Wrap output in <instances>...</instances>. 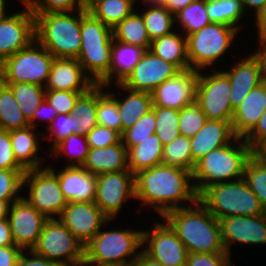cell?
I'll use <instances>...</instances> for the list:
<instances>
[{
  "label": "cell",
  "mask_w": 266,
  "mask_h": 266,
  "mask_svg": "<svg viewBox=\"0 0 266 266\" xmlns=\"http://www.w3.org/2000/svg\"><path fill=\"white\" fill-rule=\"evenodd\" d=\"M89 148L108 147L121 142V133L107 127L96 125L87 135Z\"/></svg>",
  "instance_id": "816d5d0a"
},
{
  "label": "cell",
  "mask_w": 266,
  "mask_h": 266,
  "mask_svg": "<svg viewBox=\"0 0 266 266\" xmlns=\"http://www.w3.org/2000/svg\"><path fill=\"white\" fill-rule=\"evenodd\" d=\"M76 266H92V265H89L88 263L86 262H82V263H79L78 265Z\"/></svg>",
  "instance_id": "34e18365"
},
{
  "label": "cell",
  "mask_w": 266,
  "mask_h": 266,
  "mask_svg": "<svg viewBox=\"0 0 266 266\" xmlns=\"http://www.w3.org/2000/svg\"><path fill=\"white\" fill-rule=\"evenodd\" d=\"M13 202L14 201L0 200V219L7 218L10 206Z\"/></svg>",
  "instance_id": "003e7915"
},
{
  "label": "cell",
  "mask_w": 266,
  "mask_h": 266,
  "mask_svg": "<svg viewBox=\"0 0 266 266\" xmlns=\"http://www.w3.org/2000/svg\"><path fill=\"white\" fill-rule=\"evenodd\" d=\"M113 39L125 44L139 46L149 50L151 39L147 33L143 18L136 9L112 29Z\"/></svg>",
  "instance_id": "1f68e13d"
},
{
  "label": "cell",
  "mask_w": 266,
  "mask_h": 266,
  "mask_svg": "<svg viewBox=\"0 0 266 266\" xmlns=\"http://www.w3.org/2000/svg\"><path fill=\"white\" fill-rule=\"evenodd\" d=\"M32 13L72 12L81 10L80 0H28Z\"/></svg>",
  "instance_id": "681fc988"
},
{
  "label": "cell",
  "mask_w": 266,
  "mask_h": 266,
  "mask_svg": "<svg viewBox=\"0 0 266 266\" xmlns=\"http://www.w3.org/2000/svg\"><path fill=\"white\" fill-rule=\"evenodd\" d=\"M243 179L266 211V164L255 154L245 164Z\"/></svg>",
  "instance_id": "ee69618b"
},
{
  "label": "cell",
  "mask_w": 266,
  "mask_h": 266,
  "mask_svg": "<svg viewBox=\"0 0 266 266\" xmlns=\"http://www.w3.org/2000/svg\"><path fill=\"white\" fill-rule=\"evenodd\" d=\"M206 9L211 22L232 26L241 32L242 19L247 15L242 0H206Z\"/></svg>",
  "instance_id": "836d02e7"
},
{
  "label": "cell",
  "mask_w": 266,
  "mask_h": 266,
  "mask_svg": "<svg viewBox=\"0 0 266 266\" xmlns=\"http://www.w3.org/2000/svg\"><path fill=\"white\" fill-rule=\"evenodd\" d=\"M25 172V170L0 169V200L17 201L22 197L20 192Z\"/></svg>",
  "instance_id": "7dc6e473"
},
{
  "label": "cell",
  "mask_w": 266,
  "mask_h": 266,
  "mask_svg": "<svg viewBox=\"0 0 266 266\" xmlns=\"http://www.w3.org/2000/svg\"><path fill=\"white\" fill-rule=\"evenodd\" d=\"M243 139L250 145L253 151L266 142V111L254 128Z\"/></svg>",
  "instance_id": "9f6ffc18"
},
{
  "label": "cell",
  "mask_w": 266,
  "mask_h": 266,
  "mask_svg": "<svg viewBox=\"0 0 266 266\" xmlns=\"http://www.w3.org/2000/svg\"><path fill=\"white\" fill-rule=\"evenodd\" d=\"M32 251L58 266H76L84 262V245L59 218L47 220Z\"/></svg>",
  "instance_id": "30bf717a"
},
{
  "label": "cell",
  "mask_w": 266,
  "mask_h": 266,
  "mask_svg": "<svg viewBox=\"0 0 266 266\" xmlns=\"http://www.w3.org/2000/svg\"><path fill=\"white\" fill-rule=\"evenodd\" d=\"M198 200L217 219L229 216H257L264 214L258 197L242 178L205 187Z\"/></svg>",
  "instance_id": "8992f818"
},
{
  "label": "cell",
  "mask_w": 266,
  "mask_h": 266,
  "mask_svg": "<svg viewBox=\"0 0 266 266\" xmlns=\"http://www.w3.org/2000/svg\"><path fill=\"white\" fill-rule=\"evenodd\" d=\"M163 144L156 134L127 150L128 169L133 175L162 164Z\"/></svg>",
  "instance_id": "4dcf8cb0"
},
{
  "label": "cell",
  "mask_w": 266,
  "mask_h": 266,
  "mask_svg": "<svg viewBox=\"0 0 266 266\" xmlns=\"http://www.w3.org/2000/svg\"><path fill=\"white\" fill-rule=\"evenodd\" d=\"M7 219L15 245L22 250H32L48 220L23 197L11 204Z\"/></svg>",
  "instance_id": "e0dca14e"
},
{
  "label": "cell",
  "mask_w": 266,
  "mask_h": 266,
  "mask_svg": "<svg viewBox=\"0 0 266 266\" xmlns=\"http://www.w3.org/2000/svg\"><path fill=\"white\" fill-rule=\"evenodd\" d=\"M102 0H80V6L84 11H89L95 4Z\"/></svg>",
  "instance_id": "89a4df30"
},
{
  "label": "cell",
  "mask_w": 266,
  "mask_h": 266,
  "mask_svg": "<svg viewBox=\"0 0 266 266\" xmlns=\"http://www.w3.org/2000/svg\"><path fill=\"white\" fill-rule=\"evenodd\" d=\"M29 126V122L16 102L11 88L0 84V129L12 131Z\"/></svg>",
  "instance_id": "d590c367"
},
{
  "label": "cell",
  "mask_w": 266,
  "mask_h": 266,
  "mask_svg": "<svg viewBox=\"0 0 266 266\" xmlns=\"http://www.w3.org/2000/svg\"><path fill=\"white\" fill-rule=\"evenodd\" d=\"M207 117L194 102L179 110V130L182 136L191 138L199 132L206 123Z\"/></svg>",
  "instance_id": "bcb514c9"
},
{
  "label": "cell",
  "mask_w": 266,
  "mask_h": 266,
  "mask_svg": "<svg viewBox=\"0 0 266 266\" xmlns=\"http://www.w3.org/2000/svg\"><path fill=\"white\" fill-rule=\"evenodd\" d=\"M55 57L36 39L1 63L3 83H33L45 87Z\"/></svg>",
  "instance_id": "9c48e42d"
},
{
  "label": "cell",
  "mask_w": 266,
  "mask_h": 266,
  "mask_svg": "<svg viewBox=\"0 0 266 266\" xmlns=\"http://www.w3.org/2000/svg\"><path fill=\"white\" fill-rule=\"evenodd\" d=\"M135 5V0H102L88 12L113 29L138 7Z\"/></svg>",
  "instance_id": "e575fe53"
},
{
  "label": "cell",
  "mask_w": 266,
  "mask_h": 266,
  "mask_svg": "<svg viewBox=\"0 0 266 266\" xmlns=\"http://www.w3.org/2000/svg\"><path fill=\"white\" fill-rule=\"evenodd\" d=\"M230 69L222 72L228 77L231 84L230 101L232 109L235 110L250 91L261 84L264 77L259 59L249 53L236 63H232Z\"/></svg>",
  "instance_id": "44dd1931"
},
{
  "label": "cell",
  "mask_w": 266,
  "mask_h": 266,
  "mask_svg": "<svg viewBox=\"0 0 266 266\" xmlns=\"http://www.w3.org/2000/svg\"><path fill=\"white\" fill-rule=\"evenodd\" d=\"M180 72L173 64L146 50L133 71L121 83L134 91L152 92L166 80Z\"/></svg>",
  "instance_id": "ac0fdd59"
},
{
  "label": "cell",
  "mask_w": 266,
  "mask_h": 266,
  "mask_svg": "<svg viewBox=\"0 0 266 266\" xmlns=\"http://www.w3.org/2000/svg\"><path fill=\"white\" fill-rule=\"evenodd\" d=\"M134 266H165L161 262L155 261L154 259L147 256L142 250L138 258L133 262Z\"/></svg>",
  "instance_id": "e7e4bbea"
},
{
  "label": "cell",
  "mask_w": 266,
  "mask_h": 266,
  "mask_svg": "<svg viewBox=\"0 0 266 266\" xmlns=\"http://www.w3.org/2000/svg\"><path fill=\"white\" fill-rule=\"evenodd\" d=\"M162 164L193 172L195 164L192 160L190 138L180 135L165 145L162 154Z\"/></svg>",
  "instance_id": "60d3db41"
},
{
  "label": "cell",
  "mask_w": 266,
  "mask_h": 266,
  "mask_svg": "<svg viewBox=\"0 0 266 266\" xmlns=\"http://www.w3.org/2000/svg\"><path fill=\"white\" fill-rule=\"evenodd\" d=\"M116 229L100 230L84 246V262L89 265L120 264L133 263L138 258L143 229Z\"/></svg>",
  "instance_id": "52a82bcc"
},
{
  "label": "cell",
  "mask_w": 266,
  "mask_h": 266,
  "mask_svg": "<svg viewBox=\"0 0 266 266\" xmlns=\"http://www.w3.org/2000/svg\"><path fill=\"white\" fill-rule=\"evenodd\" d=\"M24 188L29 189L28 196L22 197L48 219L59 218L67 205L58 176L47 165L27 170L23 175Z\"/></svg>",
  "instance_id": "8fae6325"
},
{
  "label": "cell",
  "mask_w": 266,
  "mask_h": 266,
  "mask_svg": "<svg viewBox=\"0 0 266 266\" xmlns=\"http://www.w3.org/2000/svg\"><path fill=\"white\" fill-rule=\"evenodd\" d=\"M198 71L188 69L178 72L152 92L153 106L181 110L195 102Z\"/></svg>",
  "instance_id": "ffe728a7"
},
{
  "label": "cell",
  "mask_w": 266,
  "mask_h": 266,
  "mask_svg": "<svg viewBox=\"0 0 266 266\" xmlns=\"http://www.w3.org/2000/svg\"><path fill=\"white\" fill-rule=\"evenodd\" d=\"M105 89V85L97 84V125L122 134V123L117 101Z\"/></svg>",
  "instance_id": "ab89813d"
},
{
  "label": "cell",
  "mask_w": 266,
  "mask_h": 266,
  "mask_svg": "<svg viewBox=\"0 0 266 266\" xmlns=\"http://www.w3.org/2000/svg\"><path fill=\"white\" fill-rule=\"evenodd\" d=\"M156 118L153 110L143 115L134 125L121 134V141L128 150L136 146L148 136L155 134Z\"/></svg>",
  "instance_id": "f6af8a7d"
},
{
  "label": "cell",
  "mask_w": 266,
  "mask_h": 266,
  "mask_svg": "<svg viewBox=\"0 0 266 266\" xmlns=\"http://www.w3.org/2000/svg\"><path fill=\"white\" fill-rule=\"evenodd\" d=\"M57 115L58 112L55 110L54 106H51L46 98H44L39 107L33 113V118L29 122V125L35 129H38V125H41V122L44 121L47 122L45 125L48 127Z\"/></svg>",
  "instance_id": "11a10c76"
},
{
  "label": "cell",
  "mask_w": 266,
  "mask_h": 266,
  "mask_svg": "<svg viewBox=\"0 0 266 266\" xmlns=\"http://www.w3.org/2000/svg\"><path fill=\"white\" fill-rule=\"evenodd\" d=\"M37 131L30 125L10 131L14 157L25 171L44 167L42 161L45 159L38 156L42 145L39 141L43 139V133Z\"/></svg>",
  "instance_id": "484cf974"
},
{
  "label": "cell",
  "mask_w": 266,
  "mask_h": 266,
  "mask_svg": "<svg viewBox=\"0 0 266 266\" xmlns=\"http://www.w3.org/2000/svg\"><path fill=\"white\" fill-rule=\"evenodd\" d=\"M137 11L141 12L140 14L151 41L175 30V15L164 6H147V8L145 6V9H142L143 12Z\"/></svg>",
  "instance_id": "8d00e7d4"
},
{
  "label": "cell",
  "mask_w": 266,
  "mask_h": 266,
  "mask_svg": "<svg viewBox=\"0 0 266 266\" xmlns=\"http://www.w3.org/2000/svg\"><path fill=\"white\" fill-rule=\"evenodd\" d=\"M23 250L18 246H0V266H15Z\"/></svg>",
  "instance_id": "680465c9"
},
{
  "label": "cell",
  "mask_w": 266,
  "mask_h": 266,
  "mask_svg": "<svg viewBox=\"0 0 266 266\" xmlns=\"http://www.w3.org/2000/svg\"><path fill=\"white\" fill-rule=\"evenodd\" d=\"M173 31L151 41L150 51L164 61L173 64L179 71L190 69L187 57V37Z\"/></svg>",
  "instance_id": "f1b7e54d"
},
{
  "label": "cell",
  "mask_w": 266,
  "mask_h": 266,
  "mask_svg": "<svg viewBox=\"0 0 266 266\" xmlns=\"http://www.w3.org/2000/svg\"><path fill=\"white\" fill-rule=\"evenodd\" d=\"M258 35V47L257 50L252 51L253 54L259 59L260 65L262 67V71L264 77L266 78V34H257ZM259 40V41H258Z\"/></svg>",
  "instance_id": "94428289"
},
{
  "label": "cell",
  "mask_w": 266,
  "mask_h": 266,
  "mask_svg": "<svg viewBox=\"0 0 266 266\" xmlns=\"http://www.w3.org/2000/svg\"><path fill=\"white\" fill-rule=\"evenodd\" d=\"M92 266H134L133 263H120V264H103V265H92Z\"/></svg>",
  "instance_id": "753ad0ef"
},
{
  "label": "cell",
  "mask_w": 266,
  "mask_h": 266,
  "mask_svg": "<svg viewBox=\"0 0 266 266\" xmlns=\"http://www.w3.org/2000/svg\"><path fill=\"white\" fill-rule=\"evenodd\" d=\"M22 11L8 13L0 20V64L28 47L35 39V16L26 3Z\"/></svg>",
  "instance_id": "9a60e30c"
},
{
  "label": "cell",
  "mask_w": 266,
  "mask_h": 266,
  "mask_svg": "<svg viewBox=\"0 0 266 266\" xmlns=\"http://www.w3.org/2000/svg\"><path fill=\"white\" fill-rule=\"evenodd\" d=\"M239 33L240 31L232 26L211 22L188 35L187 57L190 69L196 71L211 69L230 50Z\"/></svg>",
  "instance_id": "ba28073f"
},
{
  "label": "cell",
  "mask_w": 266,
  "mask_h": 266,
  "mask_svg": "<svg viewBox=\"0 0 266 266\" xmlns=\"http://www.w3.org/2000/svg\"><path fill=\"white\" fill-rule=\"evenodd\" d=\"M194 0H166L164 7L174 15L190 5Z\"/></svg>",
  "instance_id": "6125c7cd"
},
{
  "label": "cell",
  "mask_w": 266,
  "mask_h": 266,
  "mask_svg": "<svg viewBox=\"0 0 266 266\" xmlns=\"http://www.w3.org/2000/svg\"><path fill=\"white\" fill-rule=\"evenodd\" d=\"M253 154L250 145L239 137L210 151L195 164L192 172L197 193L212 184L242 179L245 164Z\"/></svg>",
  "instance_id": "277c9868"
},
{
  "label": "cell",
  "mask_w": 266,
  "mask_h": 266,
  "mask_svg": "<svg viewBox=\"0 0 266 266\" xmlns=\"http://www.w3.org/2000/svg\"><path fill=\"white\" fill-rule=\"evenodd\" d=\"M95 85L77 59L55 58L44 88L87 92Z\"/></svg>",
  "instance_id": "603a6c76"
},
{
  "label": "cell",
  "mask_w": 266,
  "mask_h": 266,
  "mask_svg": "<svg viewBox=\"0 0 266 266\" xmlns=\"http://www.w3.org/2000/svg\"><path fill=\"white\" fill-rule=\"evenodd\" d=\"M146 50L113 39L111 48L110 85L122 83L133 71Z\"/></svg>",
  "instance_id": "f546056e"
},
{
  "label": "cell",
  "mask_w": 266,
  "mask_h": 266,
  "mask_svg": "<svg viewBox=\"0 0 266 266\" xmlns=\"http://www.w3.org/2000/svg\"><path fill=\"white\" fill-rule=\"evenodd\" d=\"M135 199L162 217L168 211L193 204L198 193L192 172L159 164L135 175Z\"/></svg>",
  "instance_id": "6da1fadb"
},
{
  "label": "cell",
  "mask_w": 266,
  "mask_h": 266,
  "mask_svg": "<svg viewBox=\"0 0 266 266\" xmlns=\"http://www.w3.org/2000/svg\"><path fill=\"white\" fill-rule=\"evenodd\" d=\"M228 253H188L186 266H232Z\"/></svg>",
  "instance_id": "f5cc1de1"
},
{
  "label": "cell",
  "mask_w": 266,
  "mask_h": 266,
  "mask_svg": "<svg viewBox=\"0 0 266 266\" xmlns=\"http://www.w3.org/2000/svg\"><path fill=\"white\" fill-rule=\"evenodd\" d=\"M226 253L232 243L266 245V216H229L218 219Z\"/></svg>",
  "instance_id": "d6986e66"
},
{
  "label": "cell",
  "mask_w": 266,
  "mask_h": 266,
  "mask_svg": "<svg viewBox=\"0 0 266 266\" xmlns=\"http://www.w3.org/2000/svg\"><path fill=\"white\" fill-rule=\"evenodd\" d=\"M42 128H46L44 132L42 131L43 140L50 139L49 141L52 142L48 148L51 150L56 144L74 133V114H58L48 127L42 125Z\"/></svg>",
  "instance_id": "c3c4849f"
},
{
  "label": "cell",
  "mask_w": 266,
  "mask_h": 266,
  "mask_svg": "<svg viewBox=\"0 0 266 266\" xmlns=\"http://www.w3.org/2000/svg\"><path fill=\"white\" fill-rule=\"evenodd\" d=\"M6 2H8V1H6V0H0V20L2 19V18H4L6 15H7V6H6V4H8V3H6ZM6 7V8H5Z\"/></svg>",
  "instance_id": "8c879c8a"
},
{
  "label": "cell",
  "mask_w": 266,
  "mask_h": 266,
  "mask_svg": "<svg viewBox=\"0 0 266 266\" xmlns=\"http://www.w3.org/2000/svg\"><path fill=\"white\" fill-rule=\"evenodd\" d=\"M254 154L266 164V142L261 144L255 151Z\"/></svg>",
  "instance_id": "a7ac6f4b"
},
{
  "label": "cell",
  "mask_w": 266,
  "mask_h": 266,
  "mask_svg": "<svg viewBox=\"0 0 266 266\" xmlns=\"http://www.w3.org/2000/svg\"><path fill=\"white\" fill-rule=\"evenodd\" d=\"M161 218L175 231L188 253H226L218 219L199 200L168 211Z\"/></svg>",
  "instance_id": "7a4b0ae2"
},
{
  "label": "cell",
  "mask_w": 266,
  "mask_h": 266,
  "mask_svg": "<svg viewBox=\"0 0 266 266\" xmlns=\"http://www.w3.org/2000/svg\"><path fill=\"white\" fill-rule=\"evenodd\" d=\"M152 110L156 118L155 134L163 146L181 135L178 125L179 110L161 106H152Z\"/></svg>",
  "instance_id": "7bdbcfd3"
},
{
  "label": "cell",
  "mask_w": 266,
  "mask_h": 266,
  "mask_svg": "<svg viewBox=\"0 0 266 266\" xmlns=\"http://www.w3.org/2000/svg\"><path fill=\"white\" fill-rule=\"evenodd\" d=\"M180 25L183 34L188 35L199 31L211 21L207 15L206 0H194L190 5L175 15V24Z\"/></svg>",
  "instance_id": "b9f144b4"
},
{
  "label": "cell",
  "mask_w": 266,
  "mask_h": 266,
  "mask_svg": "<svg viewBox=\"0 0 266 266\" xmlns=\"http://www.w3.org/2000/svg\"><path fill=\"white\" fill-rule=\"evenodd\" d=\"M15 266H58V265L42 256L35 254L32 250H23Z\"/></svg>",
  "instance_id": "6f0895ef"
},
{
  "label": "cell",
  "mask_w": 266,
  "mask_h": 266,
  "mask_svg": "<svg viewBox=\"0 0 266 266\" xmlns=\"http://www.w3.org/2000/svg\"><path fill=\"white\" fill-rule=\"evenodd\" d=\"M0 246H15V241L7 218L0 219Z\"/></svg>",
  "instance_id": "91938a15"
},
{
  "label": "cell",
  "mask_w": 266,
  "mask_h": 266,
  "mask_svg": "<svg viewBox=\"0 0 266 266\" xmlns=\"http://www.w3.org/2000/svg\"><path fill=\"white\" fill-rule=\"evenodd\" d=\"M245 12L254 11V17L266 6V0H242Z\"/></svg>",
  "instance_id": "be15d7a7"
},
{
  "label": "cell",
  "mask_w": 266,
  "mask_h": 266,
  "mask_svg": "<svg viewBox=\"0 0 266 266\" xmlns=\"http://www.w3.org/2000/svg\"><path fill=\"white\" fill-rule=\"evenodd\" d=\"M142 232V251L165 266H186L188 250L163 219Z\"/></svg>",
  "instance_id": "4fadbf2b"
},
{
  "label": "cell",
  "mask_w": 266,
  "mask_h": 266,
  "mask_svg": "<svg viewBox=\"0 0 266 266\" xmlns=\"http://www.w3.org/2000/svg\"><path fill=\"white\" fill-rule=\"evenodd\" d=\"M2 83V68H1V64H0V84Z\"/></svg>",
  "instance_id": "11e5206c"
},
{
  "label": "cell",
  "mask_w": 266,
  "mask_h": 266,
  "mask_svg": "<svg viewBox=\"0 0 266 266\" xmlns=\"http://www.w3.org/2000/svg\"><path fill=\"white\" fill-rule=\"evenodd\" d=\"M47 166L58 176L59 185L67 202H94L97 175L88 172L82 166H63L55 170L54 166Z\"/></svg>",
  "instance_id": "7402d4cb"
},
{
  "label": "cell",
  "mask_w": 266,
  "mask_h": 266,
  "mask_svg": "<svg viewBox=\"0 0 266 266\" xmlns=\"http://www.w3.org/2000/svg\"><path fill=\"white\" fill-rule=\"evenodd\" d=\"M0 169L24 170L14 157L10 131L2 129H0Z\"/></svg>",
  "instance_id": "db71d44e"
},
{
  "label": "cell",
  "mask_w": 266,
  "mask_h": 266,
  "mask_svg": "<svg viewBox=\"0 0 266 266\" xmlns=\"http://www.w3.org/2000/svg\"><path fill=\"white\" fill-rule=\"evenodd\" d=\"M87 13L83 9L33 13L36 40L55 58L77 59L81 48V19Z\"/></svg>",
  "instance_id": "3957f363"
},
{
  "label": "cell",
  "mask_w": 266,
  "mask_h": 266,
  "mask_svg": "<svg viewBox=\"0 0 266 266\" xmlns=\"http://www.w3.org/2000/svg\"><path fill=\"white\" fill-rule=\"evenodd\" d=\"M13 91L14 98L28 122L33 118V113L45 98V88L33 83H4Z\"/></svg>",
  "instance_id": "74e56055"
},
{
  "label": "cell",
  "mask_w": 266,
  "mask_h": 266,
  "mask_svg": "<svg viewBox=\"0 0 266 266\" xmlns=\"http://www.w3.org/2000/svg\"><path fill=\"white\" fill-rule=\"evenodd\" d=\"M89 149L86 136L72 133L56 144L49 154L55 159H59L61 156L69 158L67 166H83Z\"/></svg>",
  "instance_id": "f35d334b"
},
{
  "label": "cell",
  "mask_w": 266,
  "mask_h": 266,
  "mask_svg": "<svg viewBox=\"0 0 266 266\" xmlns=\"http://www.w3.org/2000/svg\"><path fill=\"white\" fill-rule=\"evenodd\" d=\"M78 62L95 84L110 85L112 29L89 12L81 19Z\"/></svg>",
  "instance_id": "5b68a950"
},
{
  "label": "cell",
  "mask_w": 266,
  "mask_h": 266,
  "mask_svg": "<svg viewBox=\"0 0 266 266\" xmlns=\"http://www.w3.org/2000/svg\"><path fill=\"white\" fill-rule=\"evenodd\" d=\"M203 71H198L196 104L208 120L232 121L234 110L230 101L231 84L228 77L215 67L209 73Z\"/></svg>",
  "instance_id": "7c38bea8"
},
{
  "label": "cell",
  "mask_w": 266,
  "mask_h": 266,
  "mask_svg": "<svg viewBox=\"0 0 266 266\" xmlns=\"http://www.w3.org/2000/svg\"><path fill=\"white\" fill-rule=\"evenodd\" d=\"M82 167L95 175L129 170L127 149L122 141L108 147L90 148Z\"/></svg>",
  "instance_id": "83f0119b"
},
{
  "label": "cell",
  "mask_w": 266,
  "mask_h": 266,
  "mask_svg": "<svg viewBox=\"0 0 266 266\" xmlns=\"http://www.w3.org/2000/svg\"><path fill=\"white\" fill-rule=\"evenodd\" d=\"M131 198L135 199V175L130 170L97 175L94 203L109 219L115 220Z\"/></svg>",
  "instance_id": "5bb4252c"
},
{
  "label": "cell",
  "mask_w": 266,
  "mask_h": 266,
  "mask_svg": "<svg viewBox=\"0 0 266 266\" xmlns=\"http://www.w3.org/2000/svg\"><path fill=\"white\" fill-rule=\"evenodd\" d=\"M97 84L86 93L81 94L75 102L74 134L86 136L96 125Z\"/></svg>",
  "instance_id": "d6a6232c"
},
{
  "label": "cell",
  "mask_w": 266,
  "mask_h": 266,
  "mask_svg": "<svg viewBox=\"0 0 266 266\" xmlns=\"http://www.w3.org/2000/svg\"><path fill=\"white\" fill-rule=\"evenodd\" d=\"M236 138L232 121L208 120L202 129L190 138L192 160L196 164L210 151L231 143Z\"/></svg>",
  "instance_id": "cb8c5ba5"
},
{
  "label": "cell",
  "mask_w": 266,
  "mask_h": 266,
  "mask_svg": "<svg viewBox=\"0 0 266 266\" xmlns=\"http://www.w3.org/2000/svg\"><path fill=\"white\" fill-rule=\"evenodd\" d=\"M258 34H266V6L255 16Z\"/></svg>",
  "instance_id": "03108f58"
},
{
  "label": "cell",
  "mask_w": 266,
  "mask_h": 266,
  "mask_svg": "<svg viewBox=\"0 0 266 266\" xmlns=\"http://www.w3.org/2000/svg\"><path fill=\"white\" fill-rule=\"evenodd\" d=\"M136 4L139 2L135 0ZM166 0H142L143 7L144 6H164Z\"/></svg>",
  "instance_id": "2644e50d"
},
{
  "label": "cell",
  "mask_w": 266,
  "mask_h": 266,
  "mask_svg": "<svg viewBox=\"0 0 266 266\" xmlns=\"http://www.w3.org/2000/svg\"><path fill=\"white\" fill-rule=\"evenodd\" d=\"M59 219L84 246L112 221L94 202H67Z\"/></svg>",
  "instance_id": "2e32d148"
},
{
  "label": "cell",
  "mask_w": 266,
  "mask_h": 266,
  "mask_svg": "<svg viewBox=\"0 0 266 266\" xmlns=\"http://www.w3.org/2000/svg\"><path fill=\"white\" fill-rule=\"evenodd\" d=\"M20 3H26L28 0H19Z\"/></svg>",
  "instance_id": "2a66077c"
},
{
  "label": "cell",
  "mask_w": 266,
  "mask_h": 266,
  "mask_svg": "<svg viewBox=\"0 0 266 266\" xmlns=\"http://www.w3.org/2000/svg\"><path fill=\"white\" fill-rule=\"evenodd\" d=\"M115 85L117 86V94L121 91H123V94L126 93L122 95L124 97L120 98L113 90L110 91L109 86H105V88L117 101L123 133L124 130L134 125L143 115L152 110L153 101L150 92L130 90L121 83Z\"/></svg>",
  "instance_id": "4316f807"
},
{
  "label": "cell",
  "mask_w": 266,
  "mask_h": 266,
  "mask_svg": "<svg viewBox=\"0 0 266 266\" xmlns=\"http://www.w3.org/2000/svg\"><path fill=\"white\" fill-rule=\"evenodd\" d=\"M86 92H72L64 90H46L45 98L54 106L58 114H71L78 97Z\"/></svg>",
  "instance_id": "f907efd6"
},
{
  "label": "cell",
  "mask_w": 266,
  "mask_h": 266,
  "mask_svg": "<svg viewBox=\"0 0 266 266\" xmlns=\"http://www.w3.org/2000/svg\"><path fill=\"white\" fill-rule=\"evenodd\" d=\"M266 111V79L254 87L234 110L232 129L236 137L244 138Z\"/></svg>",
  "instance_id": "d4e9b609"
}]
</instances>
